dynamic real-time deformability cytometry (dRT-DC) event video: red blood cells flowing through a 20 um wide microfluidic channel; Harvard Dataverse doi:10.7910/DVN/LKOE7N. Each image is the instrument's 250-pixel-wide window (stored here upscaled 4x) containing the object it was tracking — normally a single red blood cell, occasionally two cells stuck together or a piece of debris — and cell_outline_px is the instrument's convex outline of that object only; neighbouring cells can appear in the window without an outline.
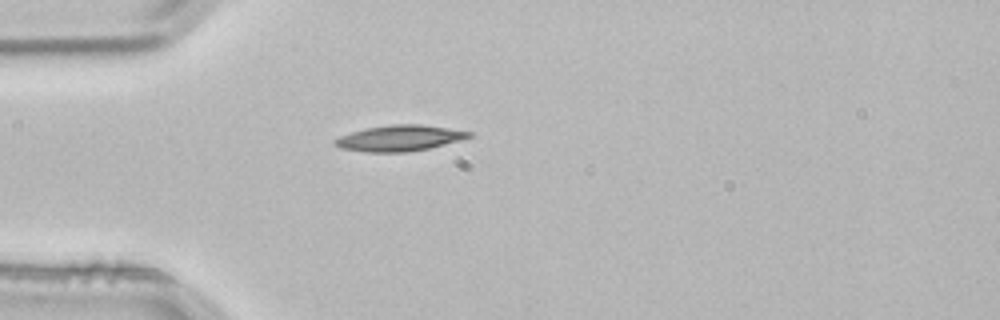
{"species": "common noctule bat (a hibernating species)", "species_latin": "Nyctalus noctula", "temperature_condition": "room temperature", "stored_images_in_passage": 1, "camera_frame_rate_fps": 3000, "um_per_image_px": 0.085, "animal": {"sex": "male", "body_mass_g": 21.5, "forearm_length_mm": 52.0}, "frame": {"image": 1, "passage_image": 1, "time_ms": 0.0, "image_size_px": [1000, 320], "cell_outline_px": [[472, 136], [460, 140], [428, 148], [408, 152], [364, 152], [340, 148], [332, 144], [332, 140], [340, 136], [352, 132], [368, 128], [392, 124], [420, 124], [472, 132]], "centroid_in_image_um": [33.91, 11.75], "position_along_channel_um": 51.1, "area_um2": 20.06}}